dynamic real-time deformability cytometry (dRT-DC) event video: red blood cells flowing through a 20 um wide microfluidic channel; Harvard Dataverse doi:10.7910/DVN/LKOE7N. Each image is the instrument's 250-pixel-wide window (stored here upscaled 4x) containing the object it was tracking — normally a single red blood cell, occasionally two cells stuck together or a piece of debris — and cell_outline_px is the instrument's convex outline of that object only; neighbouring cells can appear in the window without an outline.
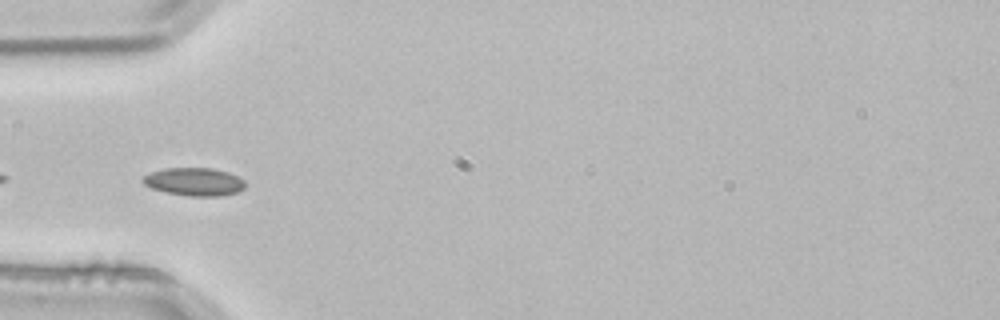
{"species": "common noctule bat (a hibernating species)", "species_latin": "Nyctalus noctula", "temperature_condition": "room temperature", "stored_images_in_passage": 3, "camera_frame_rate_fps": 3000, "um_per_image_px": 0.085, "animal": {"sex": "male", "body_mass_g": 21.5, "forearm_length_mm": 52.0}, "frame": {"image": 1, "passage_image": 3, "time_ms": 0.667, "image_size_px": [1000, 320], "cell_outline_px": [[244, 188], [236, 192], [220, 196], [188, 196], [164, 192], [152, 188], [144, 184], [140, 180], [144, 176], [152, 172], [164, 168], [212, 168], [228, 172], [244, 180]], "centroid_in_image_um": [16.48, 15.45], "position_along_channel_um": 68.5, "area_um2": 16.65}}